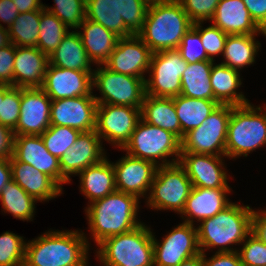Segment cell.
Masks as SVG:
<instances>
[{
	"label": "cell",
	"instance_id": "obj_1",
	"mask_svg": "<svg viewBox=\"0 0 266 266\" xmlns=\"http://www.w3.org/2000/svg\"><path fill=\"white\" fill-rule=\"evenodd\" d=\"M85 233L48 231L26 243L24 266H88Z\"/></svg>",
	"mask_w": 266,
	"mask_h": 266
},
{
	"label": "cell",
	"instance_id": "obj_2",
	"mask_svg": "<svg viewBox=\"0 0 266 266\" xmlns=\"http://www.w3.org/2000/svg\"><path fill=\"white\" fill-rule=\"evenodd\" d=\"M87 206L85 214L97 245L106 238L129 232L142 224L137 220L139 198L129 193L115 191Z\"/></svg>",
	"mask_w": 266,
	"mask_h": 266
},
{
	"label": "cell",
	"instance_id": "obj_3",
	"mask_svg": "<svg viewBox=\"0 0 266 266\" xmlns=\"http://www.w3.org/2000/svg\"><path fill=\"white\" fill-rule=\"evenodd\" d=\"M252 211L248 205L231 202L214 217L201 221L196 227L200 251L205 253L215 247L219 248L216 252L237 251L230 245L242 244L252 232Z\"/></svg>",
	"mask_w": 266,
	"mask_h": 266
},
{
	"label": "cell",
	"instance_id": "obj_4",
	"mask_svg": "<svg viewBox=\"0 0 266 266\" xmlns=\"http://www.w3.org/2000/svg\"><path fill=\"white\" fill-rule=\"evenodd\" d=\"M193 22L178 0L151 3L148 7L143 29L137 34L151 49H177Z\"/></svg>",
	"mask_w": 266,
	"mask_h": 266
},
{
	"label": "cell",
	"instance_id": "obj_5",
	"mask_svg": "<svg viewBox=\"0 0 266 266\" xmlns=\"http://www.w3.org/2000/svg\"><path fill=\"white\" fill-rule=\"evenodd\" d=\"M104 266H154L153 233L144 223L97 245Z\"/></svg>",
	"mask_w": 266,
	"mask_h": 266
},
{
	"label": "cell",
	"instance_id": "obj_6",
	"mask_svg": "<svg viewBox=\"0 0 266 266\" xmlns=\"http://www.w3.org/2000/svg\"><path fill=\"white\" fill-rule=\"evenodd\" d=\"M233 106L226 137V157L245 156L266 145V105Z\"/></svg>",
	"mask_w": 266,
	"mask_h": 266
},
{
	"label": "cell",
	"instance_id": "obj_7",
	"mask_svg": "<svg viewBox=\"0 0 266 266\" xmlns=\"http://www.w3.org/2000/svg\"><path fill=\"white\" fill-rule=\"evenodd\" d=\"M121 150L133 157L153 162L156 166L171 165L179 162L181 140L171 131L140 119L130 140ZM171 156L175 158L172 157V161L167 160V157Z\"/></svg>",
	"mask_w": 266,
	"mask_h": 266
},
{
	"label": "cell",
	"instance_id": "obj_8",
	"mask_svg": "<svg viewBox=\"0 0 266 266\" xmlns=\"http://www.w3.org/2000/svg\"><path fill=\"white\" fill-rule=\"evenodd\" d=\"M191 189L192 183L179 163L158 166L146 203L155 210L181 214Z\"/></svg>",
	"mask_w": 266,
	"mask_h": 266
},
{
	"label": "cell",
	"instance_id": "obj_9",
	"mask_svg": "<svg viewBox=\"0 0 266 266\" xmlns=\"http://www.w3.org/2000/svg\"><path fill=\"white\" fill-rule=\"evenodd\" d=\"M232 105L220 104L199 126L184 134L181 153L226 157V137Z\"/></svg>",
	"mask_w": 266,
	"mask_h": 266
},
{
	"label": "cell",
	"instance_id": "obj_10",
	"mask_svg": "<svg viewBox=\"0 0 266 266\" xmlns=\"http://www.w3.org/2000/svg\"><path fill=\"white\" fill-rule=\"evenodd\" d=\"M93 72V87L101 97L94 96L98 104H111L140 108L146 95L145 80L108 69L104 64ZM102 66V67H100Z\"/></svg>",
	"mask_w": 266,
	"mask_h": 266
},
{
	"label": "cell",
	"instance_id": "obj_11",
	"mask_svg": "<svg viewBox=\"0 0 266 266\" xmlns=\"http://www.w3.org/2000/svg\"><path fill=\"white\" fill-rule=\"evenodd\" d=\"M187 64L177 49L154 52L148 71L150 77L145 80L146 94L164 98L180 95L181 76Z\"/></svg>",
	"mask_w": 266,
	"mask_h": 266
},
{
	"label": "cell",
	"instance_id": "obj_12",
	"mask_svg": "<svg viewBox=\"0 0 266 266\" xmlns=\"http://www.w3.org/2000/svg\"><path fill=\"white\" fill-rule=\"evenodd\" d=\"M141 119V109L131 106L98 104L95 131L100 139L122 149Z\"/></svg>",
	"mask_w": 266,
	"mask_h": 266
},
{
	"label": "cell",
	"instance_id": "obj_13",
	"mask_svg": "<svg viewBox=\"0 0 266 266\" xmlns=\"http://www.w3.org/2000/svg\"><path fill=\"white\" fill-rule=\"evenodd\" d=\"M154 266H178L182 261L201 253L197 228L181 223L158 242L153 235Z\"/></svg>",
	"mask_w": 266,
	"mask_h": 266
},
{
	"label": "cell",
	"instance_id": "obj_14",
	"mask_svg": "<svg viewBox=\"0 0 266 266\" xmlns=\"http://www.w3.org/2000/svg\"><path fill=\"white\" fill-rule=\"evenodd\" d=\"M152 54L138 35L122 37L104 65L114 72L146 80L144 73L149 71Z\"/></svg>",
	"mask_w": 266,
	"mask_h": 266
},
{
	"label": "cell",
	"instance_id": "obj_15",
	"mask_svg": "<svg viewBox=\"0 0 266 266\" xmlns=\"http://www.w3.org/2000/svg\"><path fill=\"white\" fill-rule=\"evenodd\" d=\"M98 103L94 96L58 99L51 102V125L68 126L87 132L95 130Z\"/></svg>",
	"mask_w": 266,
	"mask_h": 266
},
{
	"label": "cell",
	"instance_id": "obj_16",
	"mask_svg": "<svg viewBox=\"0 0 266 266\" xmlns=\"http://www.w3.org/2000/svg\"><path fill=\"white\" fill-rule=\"evenodd\" d=\"M52 100L94 96L93 75L90 72L48 65L40 87Z\"/></svg>",
	"mask_w": 266,
	"mask_h": 266
},
{
	"label": "cell",
	"instance_id": "obj_17",
	"mask_svg": "<svg viewBox=\"0 0 266 266\" xmlns=\"http://www.w3.org/2000/svg\"><path fill=\"white\" fill-rule=\"evenodd\" d=\"M51 102L41 88H21L20 116L15 135H42L51 125Z\"/></svg>",
	"mask_w": 266,
	"mask_h": 266
},
{
	"label": "cell",
	"instance_id": "obj_18",
	"mask_svg": "<svg viewBox=\"0 0 266 266\" xmlns=\"http://www.w3.org/2000/svg\"><path fill=\"white\" fill-rule=\"evenodd\" d=\"M222 156L181 153L179 164L185 169L192 187L230 189Z\"/></svg>",
	"mask_w": 266,
	"mask_h": 266
},
{
	"label": "cell",
	"instance_id": "obj_19",
	"mask_svg": "<svg viewBox=\"0 0 266 266\" xmlns=\"http://www.w3.org/2000/svg\"><path fill=\"white\" fill-rule=\"evenodd\" d=\"M115 171L116 191L145 197L150 191L151 184L157 170L153 162L133 157L126 153L116 163H113Z\"/></svg>",
	"mask_w": 266,
	"mask_h": 266
},
{
	"label": "cell",
	"instance_id": "obj_20",
	"mask_svg": "<svg viewBox=\"0 0 266 266\" xmlns=\"http://www.w3.org/2000/svg\"><path fill=\"white\" fill-rule=\"evenodd\" d=\"M101 141L95 130L80 132L76 142L59 159L62 176L68 182L71 175H78L88 166L97 164L106 157Z\"/></svg>",
	"mask_w": 266,
	"mask_h": 266
},
{
	"label": "cell",
	"instance_id": "obj_21",
	"mask_svg": "<svg viewBox=\"0 0 266 266\" xmlns=\"http://www.w3.org/2000/svg\"><path fill=\"white\" fill-rule=\"evenodd\" d=\"M13 156L50 176L61 188L69 183L62 176L59 159L46 149L41 135H16Z\"/></svg>",
	"mask_w": 266,
	"mask_h": 266
},
{
	"label": "cell",
	"instance_id": "obj_22",
	"mask_svg": "<svg viewBox=\"0 0 266 266\" xmlns=\"http://www.w3.org/2000/svg\"><path fill=\"white\" fill-rule=\"evenodd\" d=\"M49 65V56L37 47L15 46L13 86L40 88Z\"/></svg>",
	"mask_w": 266,
	"mask_h": 266
},
{
	"label": "cell",
	"instance_id": "obj_23",
	"mask_svg": "<svg viewBox=\"0 0 266 266\" xmlns=\"http://www.w3.org/2000/svg\"><path fill=\"white\" fill-rule=\"evenodd\" d=\"M12 180L37 201H49L62 194L61 188L50 176L28 163L10 159Z\"/></svg>",
	"mask_w": 266,
	"mask_h": 266
},
{
	"label": "cell",
	"instance_id": "obj_24",
	"mask_svg": "<svg viewBox=\"0 0 266 266\" xmlns=\"http://www.w3.org/2000/svg\"><path fill=\"white\" fill-rule=\"evenodd\" d=\"M230 192V189L192 187L186 200L185 208L181 213V218L185 223L193 225L195 222L193 221L194 218L198 222H201L205 219L214 217L231 203V201H228L229 199L226 195Z\"/></svg>",
	"mask_w": 266,
	"mask_h": 266
},
{
	"label": "cell",
	"instance_id": "obj_25",
	"mask_svg": "<svg viewBox=\"0 0 266 266\" xmlns=\"http://www.w3.org/2000/svg\"><path fill=\"white\" fill-rule=\"evenodd\" d=\"M210 21L228 35L261 33L242 0H220Z\"/></svg>",
	"mask_w": 266,
	"mask_h": 266
},
{
	"label": "cell",
	"instance_id": "obj_26",
	"mask_svg": "<svg viewBox=\"0 0 266 266\" xmlns=\"http://www.w3.org/2000/svg\"><path fill=\"white\" fill-rule=\"evenodd\" d=\"M80 188L92 203L116 191L113 164L105 157L97 164L88 166L79 174Z\"/></svg>",
	"mask_w": 266,
	"mask_h": 266
},
{
	"label": "cell",
	"instance_id": "obj_27",
	"mask_svg": "<svg viewBox=\"0 0 266 266\" xmlns=\"http://www.w3.org/2000/svg\"><path fill=\"white\" fill-rule=\"evenodd\" d=\"M78 29L83 30V33H78L89 59L95 64H104L114 51L119 37L101 24L86 18Z\"/></svg>",
	"mask_w": 266,
	"mask_h": 266
},
{
	"label": "cell",
	"instance_id": "obj_28",
	"mask_svg": "<svg viewBox=\"0 0 266 266\" xmlns=\"http://www.w3.org/2000/svg\"><path fill=\"white\" fill-rule=\"evenodd\" d=\"M76 31H69L63 38L55 51L49 56V64L60 68L86 71L93 75L94 70L91 68L93 62L87 55L78 30Z\"/></svg>",
	"mask_w": 266,
	"mask_h": 266
},
{
	"label": "cell",
	"instance_id": "obj_29",
	"mask_svg": "<svg viewBox=\"0 0 266 266\" xmlns=\"http://www.w3.org/2000/svg\"><path fill=\"white\" fill-rule=\"evenodd\" d=\"M210 81L214 98L220 104L242 106L250 103L242 92H236L242 84L239 71L222 63L215 65L213 62Z\"/></svg>",
	"mask_w": 266,
	"mask_h": 266
},
{
	"label": "cell",
	"instance_id": "obj_30",
	"mask_svg": "<svg viewBox=\"0 0 266 266\" xmlns=\"http://www.w3.org/2000/svg\"><path fill=\"white\" fill-rule=\"evenodd\" d=\"M141 119L153 126L171 131L181 140V126L172 98L145 95Z\"/></svg>",
	"mask_w": 266,
	"mask_h": 266
},
{
	"label": "cell",
	"instance_id": "obj_31",
	"mask_svg": "<svg viewBox=\"0 0 266 266\" xmlns=\"http://www.w3.org/2000/svg\"><path fill=\"white\" fill-rule=\"evenodd\" d=\"M172 99L180 121L181 139L188 131L199 127L220 105L217 100L197 99L181 94Z\"/></svg>",
	"mask_w": 266,
	"mask_h": 266
},
{
	"label": "cell",
	"instance_id": "obj_32",
	"mask_svg": "<svg viewBox=\"0 0 266 266\" xmlns=\"http://www.w3.org/2000/svg\"><path fill=\"white\" fill-rule=\"evenodd\" d=\"M214 61L188 63L181 76V92L183 96L216 100L211 87L210 74Z\"/></svg>",
	"mask_w": 266,
	"mask_h": 266
},
{
	"label": "cell",
	"instance_id": "obj_33",
	"mask_svg": "<svg viewBox=\"0 0 266 266\" xmlns=\"http://www.w3.org/2000/svg\"><path fill=\"white\" fill-rule=\"evenodd\" d=\"M256 35L258 34L228 35L223 52L225 60L221 63L237 71L239 68L252 65L261 47L260 42L256 41Z\"/></svg>",
	"mask_w": 266,
	"mask_h": 266
},
{
	"label": "cell",
	"instance_id": "obj_34",
	"mask_svg": "<svg viewBox=\"0 0 266 266\" xmlns=\"http://www.w3.org/2000/svg\"><path fill=\"white\" fill-rule=\"evenodd\" d=\"M86 19L101 24L119 38L133 35L117 12L114 0H86Z\"/></svg>",
	"mask_w": 266,
	"mask_h": 266
},
{
	"label": "cell",
	"instance_id": "obj_35",
	"mask_svg": "<svg viewBox=\"0 0 266 266\" xmlns=\"http://www.w3.org/2000/svg\"><path fill=\"white\" fill-rule=\"evenodd\" d=\"M0 200L4 213H11L14 218L23 221L33 220L37 200L13 180L1 190Z\"/></svg>",
	"mask_w": 266,
	"mask_h": 266
},
{
	"label": "cell",
	"instance_id": "obj_36",
	"mask_svg": "<svg viewBox=\"0 0 266 266\" xmlns=\"http://www.w3.org/2000/svg\"><path fill=\"white\" fill-rule=\"evenodd\" d=\"M41 10L19 13L8 28L9 41L15 46L37 47Z\"/></svg>",
	"mask_w": 266,
	"mask_h": 266
},
{
	"label": "cell",
	"instance_id": "obj_37",
	"mask_svg": "<svg viewBox=\"0 0 266 266\" xmlns=\"http://www.w3.org/2000/svg\"><path fill=\"white\" fill-rule=\"evenodd\" d=\"M39 37L37 48L50 56L63 38L69 33L68 27L62 23L53 13L41 9Z\"/></svg>",
	"mask_w": 266,
	"mask_h": 266
},
{
	"label": "cell",
	"instance_id": "obj_38",
	"mask_svg": "<svg viewBox=\"0 0 266 266\" xmlns=\"http://www.w3.org/2000/svg\"><path fill=\"white\" fill-rule=\"evenodd\" d=\"M80 134V131L68 126L50 125L41 135L46 149L58 159L72 146Z\"/></svg>",
	"mask_w": 266,
	"mask_h": 266
},
{
	"label": "cell",
	"instance_id": "obj_39",
	"mask_svg": "<svg viewBox=\"0 0 266 266\" xmlns=\"http://www.w3.org/2000/svg\"><path fill=\"white\" fill-rule=\"evenodd\" d=\"M114 3L126 28L137 35L143 29L150 4L145 0H114Z\"/></svg>",
	"mask_w": 266,
	"mask_h": 266
},
{
	"label": "cell",
	"instance_id": "obj_40",
	"mask_svg": "<svg viewBox=\"0 0 266 266\" xmlns=\"http://www.w3.org/2000/svg\"><path fill=\"white\" fill-rule=\"evenodd\" d=\"M55 7L44 9L53 13L68 28L78 29L86 18V0H54Z\"/></svg>",
	"mask_w": 266,
	"mask_h": 266
},
{
	"label": "cell",
	"instance_id": "obj_41",
	"mask_svg": "<svg viewBox=\"0 0 266 266\" xmlns=\"http://www.w3.org/2000/svg\"><path fill=\"white\" fill-rule=\"evenodd\" d=\"M26 243L9 231L0 235V266H24Z\"/></svg>",
	"mask_w": 266,
	"mask_h": 266
},
{
	"label": "cell",
	"instance_id": "obj_42",
	"mask_svg": "<svg viewBox=\"0 0 266 266\" xmlns=\"http://www.w3.org/2000/svg\"><path fill=\"white\" fill-rule=\"evenodd\" d=\"M21 88L3 84L0 106V123L15 130L20 116Z\"/></svg>",
	"mask_w": 266,
	"mask_h": 266
},
{
	"label": "cell",
	"instance_id": "obj_43",
	"mask_svg": "<svg viewBox=\"0 0 266 266\" xmlns=\"http://www.w3.org/2000/svg\"><path fill=\"white\" fill-rule=\"evenodd\" d=\"M193 27L199 32L207 57L215 61L214 57L224 52L228 34L214 25L203 29L202 22L193 23Z\"/></svg>",
	"mask_w": 266,
	"mask_h": 266
},
{
	"label": "cell",
	"instance_id": "obj_44",
	"mask_svg": "<svg viewBox=\"0 0 266 266\" xmlns=\"http://www.w3.org/2000/svg\"><path fill=\"white\" fill-rule=\"evenodd\" d=\"M177 50L183 60L190 64L199 61H212L207 57L199 32L194 27L185 33Z\"/></svg>",
	"mask_w": 266,
	"mask_h": 266
},
{
	"label": "cell",
	"instance_id": "obj_45",
	"mask_svg": "<svg viewBox=\"0 0 266 266\" xmlns=\"http://www.w3.org/2000/svg\"><path fill=\"white\" fill-rule=\"evenodd\" d=\"M243 247L237 250L242 265L266 266V244L252 232L243 241Z\"/></svg>",
	"mask_w": 266,
	"mask_h": 266
},
{
	"label": "cell",
	"instance_id": "obj_46",
	"mask_svg": "<svg viewBox=\"0 0 266 266\" xmlns=\"http://www.w3.org/2000/svg\"><path fill=\"white\" fill-rule=\"evenodd\" d=\"M193 23L211 20L220 0H178Z\"/></svg>",
	"mask_w": 266,
	"mask_h": 266
},
{
	"label": "cell",
	"instance_id": "obj_47",
	"mask_svg": "<svg viewBox=\"0 0 266 266\" xmlns=\"http://www.w3.org/2000/svg\"><path fill=\"white\" fill-rule=\"evenodd\" d=\"M15 45L11 42L0 48V84L13 86Z\"/></svg>",
	"mask_w": 266,
	"mask_h": 266
},
{
	"label": "cell",
	"instance_id": "obj_48",
	"mask_svg": "<svg viewBox=\"0 0 266 266\" xmlns=\"http://www.w3.org/2000/svg\"><path fill=\"white\" fill-rule=\"evenodd\" d=\"M203 255V266H242L239 254L235 252H216L211 258L207 259Z\"/></svg>",
	"mask_w": 266,
	"mask_h": 266
},
{
	"label": "cell",
	"instance_id": "obj_49",
	"mask_svg": "<svg viewBox=\"0 0 266 266\" xmlns=\"http://www.w3.org/2000/svg\"><path fill=\"white\" fill-rule=\"evenodd\" d=\"M14 130L0 123V159H11L15 146Z\"/></svg>",
	"mask_w": 266,
	"mask_h": 266
},
{
	"label": "cell",
	"instance_id": "obj_50",
	"mask_svg": "<svg viewBox=\"0 0 266 266\" xmlns=\"http://www.w3.org/2000/svg\"><path fill=\"white\" fill-rule=\"evenodd\" d=\"M254 22L262 28L266 23V0H242Z\"/></svg>",
	"mask_w": 266,
	"mask_h": 266
},
{
	"label": "cell",
	"instance_id": "obj_51",
	"mask_svg": "<svg viewBox=\"0 0 266 266\" xmlns=\"http://www.w3.org/2000/svg\"><path fill=\"white\" fill-rule=\"evenodd\" d=\"M252 233L266 244V210L252 211Z\"/></svg>",
	"mask_w": 266,
	"mask_h": 266
},
{
	"label": "cell",
	"instance_id": "obj_52",
	"mask_svg": "<svg viewBox=\"0 0 266 266\" xmlns=\"http://www.w3.org/2000/svg\"><path fill=\"white\" fill-rule=\"evenodd\" d=\"M19 12L12 0H0V21L6 23L7 29L17 18Z\"/></svg>",
	"mask_w": 266,
	"mask_h": 266
},
{
	"label": "cell",
	"instance_id": "obj_53",
	"mask_svg": "<svg viewBox=\"0 0 266 266\" xmlns=\"http://www.w3.org/2000/svg\"><path fill=\"white\" fill-rule=\"evenodd\" d=\"M19 13L41 10L44 4L40 0H12Z\"/></svg>",
	"mask_w": 266,
	"mask_h": 266
},
{
	"label": "cell",
	"instance_id": "obj_54",
	"mask_svg": "<svg viewBox=\"0 0 266 266\" xmlns=\"http://www.w3.org/2000/svg\"><path fill=\"white\" fill-rule=\"evenodd\" d=\"M11 180L10 159H0V193Z\"/></svg>",
	"mask_w": 266,
	"mask_h": 266
},
{
	"label": "cell",
	"instance_id": "obj_55",
	"mask_svg": "<svg viewBox=\"0 0 266 266\" xmlns=\"http://www.w3.org/2000/svg\"><path fill=\"white\" fill-rule=\"evenodd\" d=\"M178 266H203L202 252L194 257L182 261Z\"/></svg>",
	"mask_w": 266,
	"mask_h": 266
},
{
	"label": "cell",
	"instance_id": "obj_56",
	"mask_svg": "<svg viewBox=\"0 0 266 266\" xmlns=\"http://www.w3.org/2000/svg\"><path fill=\"white\" fill-rule=\"evenodd\" d=\"M9 43L8 29L4 28V26L0 24V48L5 47Z\"/></svg>",
	"mask_w": 266,
	"mask_h": 266
},
{
	"label": "cell",
	"instance_id": "obj_57",
	"mask_svg": "<svg viewBox=\"0 0 266 266\" xmlns=\"http://www.w3.org/2000/svg\"><path fill=\"white\" fill-rule=\"evenodd\" d=\"M147 1L149 4L151 3H158V2H166V1H170V0H145Z\"/></svg>",
	"mask_w": 266,
	"mask_h": 266
},
{
	"label": "cell",
	"instance_id": "obj_58",
	"mask_svg": "<svg viewBox=\"0 0 266 266\" xmlns=\"http://www.w3.org/2000/svg\"><path fill=\"white\" fill-rule=\"evenodd\" d=\"M1 100H3V84H0V106H1Z\"/></svg>",
	"mask_w": 266,
	"mask_h": 266
},
{
	"label": "cell",
	"instance_id": "obj_59",
	"mask_svg": "<svg viewBox=\"0 0 266 266\" xmlns=\"http://www.w3.org/2000/svg\"><path fill=\"white\" fill-rule=\"evenodd\" d=\"M261 34H263L264 36H266V23L261 28Z\"/></svg>",
	"mask_w": 266,
	"mask_h": 266
}]
</instances>
